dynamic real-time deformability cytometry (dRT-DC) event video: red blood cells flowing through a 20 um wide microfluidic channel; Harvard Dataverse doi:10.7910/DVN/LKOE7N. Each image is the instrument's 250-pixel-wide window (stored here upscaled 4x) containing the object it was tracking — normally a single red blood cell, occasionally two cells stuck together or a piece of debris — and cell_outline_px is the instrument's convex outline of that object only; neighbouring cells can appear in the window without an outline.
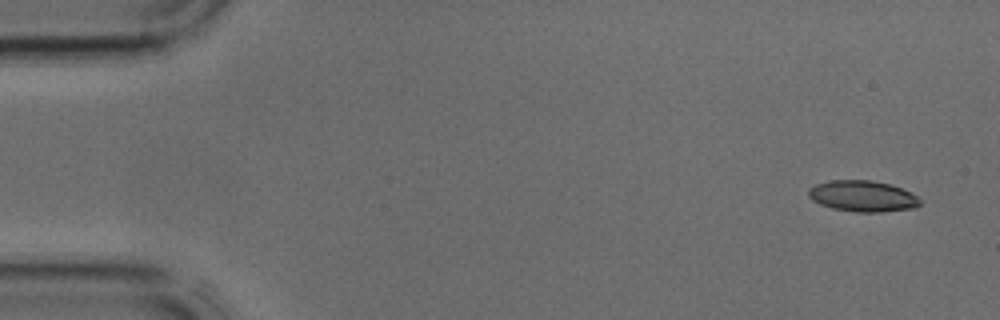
{"species": "common noctule bat (a hibernating species)", "species_latin": "Nyctalus noctula", "temperature_condition": "cold", "stored_images_in_passage": 4, "camera_frame_rate_fps": 3000, "um_per_image_px": 0.085, "animal": {"sex": "male", "body_mass_g": 17.9, "forearm_length_mm": 54.2}, "frame": {"image": 1, "passage_image": 1, "time_ms": 0.0, "image_size_px": [1000, 320], "cell_outline_px": [[920, 204], [916, 208], [880, 212], [856, 212], [832, 208], [820, 204], [812, 200], [808, 196], [808, 188], [816, 184], [828, 180], [868, 180], [888, 184], [900, 188], [916, 196], [920, 200]], "centroid_in_image_um": [73.28, 16.67], "position_along_channel_um": 11.7, "area_um2": 20.11}}